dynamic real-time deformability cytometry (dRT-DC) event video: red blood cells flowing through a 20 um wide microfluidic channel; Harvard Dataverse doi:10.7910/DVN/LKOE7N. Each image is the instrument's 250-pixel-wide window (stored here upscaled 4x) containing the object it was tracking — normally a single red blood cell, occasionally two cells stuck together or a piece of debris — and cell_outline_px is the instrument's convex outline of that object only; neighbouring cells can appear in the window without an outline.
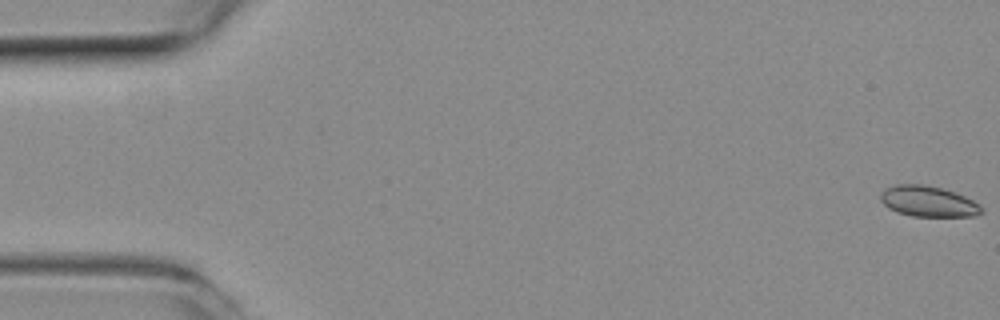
{"species": "common noctule bat (a hibernating species)", "species_latin": "Nyctalus noctula", "temperature_condition": "room temperature", "stored_images_in_passage": 46, "camera_frame_rate_fps": 3000, "um_per_image_px": 0.085, "animal": {"sex": "female", "body_mass_g": 19.3, "forearm_length_mm": 54.1}, "frame": {"image": 1, "passage_image": 1, "time_ms": 0.0, "image_size_px": [1000, 320], "cell_outline_px": [[984, 212], [976, 216], [912, 216], [896, 212], [888, 208], [880, 200], [880, 192], [884, 188], [896, 184], [924, 184], [940, 188], [964, 196], [980, 204], [984, 208]], "centroid_in_image_um": [78.88, 17.12], "position_along_channel_um": 6.1, "area_um2": 18.21}}
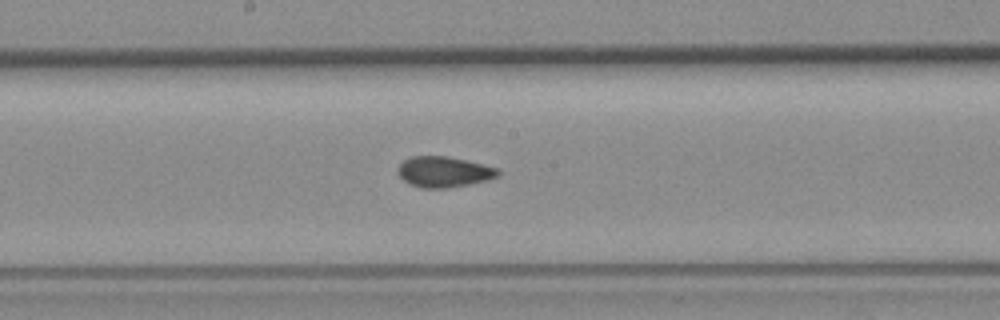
{"frame": {"image": 2, "passage_image": 27, "time_ms": 8.667, "image_size_px": [1000, 320], "cell_outline_px": [[500, 176], [488, 180], [448, 188], [424, 188], [408, 184], [396, 172], [396, 168], [404, 160], [412, 156], [448, 156], [484, 164], [496, 168], [500, 172]], "centroid_in_image_um": [37.72, 14.6], "position_along_channel_um": 210.5, "area_um2": 18.03}}
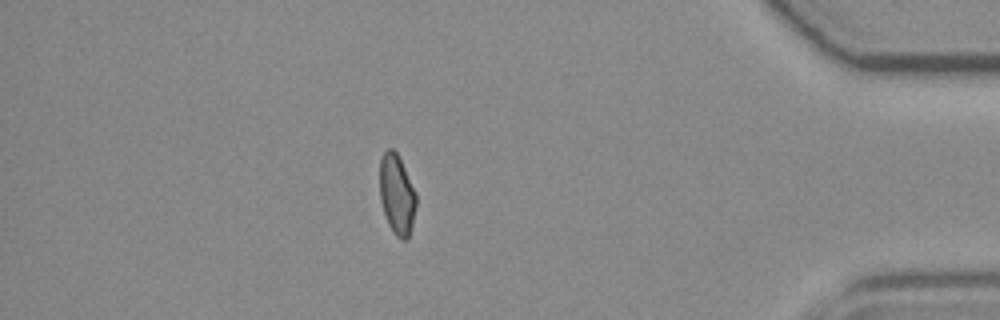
{"frame": {"image": 3, "passage_image": 45, "time_ms": 14.667, "image_size_px": [1000, 320], "cell_outline_px": [[416, 204], [412, 224], [408, 240], [400, 240], [396, 236], [388, 224], [380, 200], [380, 160], [384, 152], [388, 148], [392, 148], [396, 152], [416, 192]], "centroid_in_image_um": [33.73, 16.56], "position_along_channel_um": 401.5, "area_um2": 16.88}}